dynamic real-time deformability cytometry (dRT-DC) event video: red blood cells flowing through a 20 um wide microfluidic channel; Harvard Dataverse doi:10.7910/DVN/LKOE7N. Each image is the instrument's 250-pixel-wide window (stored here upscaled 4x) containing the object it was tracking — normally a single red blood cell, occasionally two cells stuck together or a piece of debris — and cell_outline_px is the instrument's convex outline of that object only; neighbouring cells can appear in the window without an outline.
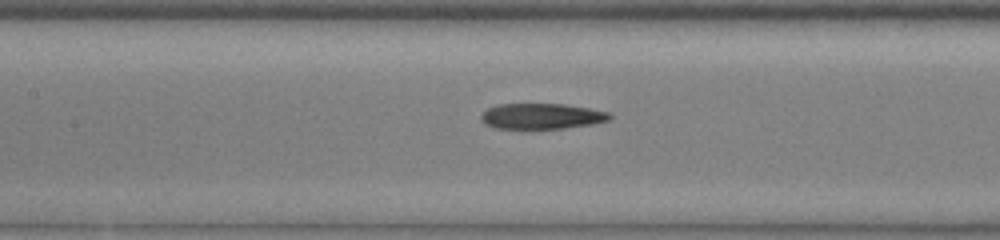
{"species": "common noctule bat (a hibernating species)", "species_latin": "Nyctalus noctula", "temperature_condition": "cold", "stored_images_in_passage": 39, "camera_frame_rate_fps": 3000, "um_per_image_px": 0.085, "animal": {"sex": "male", "body_mass_g": 13.0, "forearm_length_mm": 53.1}, "frame": {"image": 1, "passage_image": 23, "time_ms": 7.333, "image_size_px": [1000, 240], "cell_outline_px": [[612, 116], [608, 120], [592, 124], [564, 128], [496, 128], [484, 124], [480, 120], [480, 116], [488, 108], [496, 104], [564, 104], [588, 108], [608, 112]], "centroid_in_image_um": [46.0, 9.87], "position_along_channel_um": 161.4, "area_um2": 19.07}}